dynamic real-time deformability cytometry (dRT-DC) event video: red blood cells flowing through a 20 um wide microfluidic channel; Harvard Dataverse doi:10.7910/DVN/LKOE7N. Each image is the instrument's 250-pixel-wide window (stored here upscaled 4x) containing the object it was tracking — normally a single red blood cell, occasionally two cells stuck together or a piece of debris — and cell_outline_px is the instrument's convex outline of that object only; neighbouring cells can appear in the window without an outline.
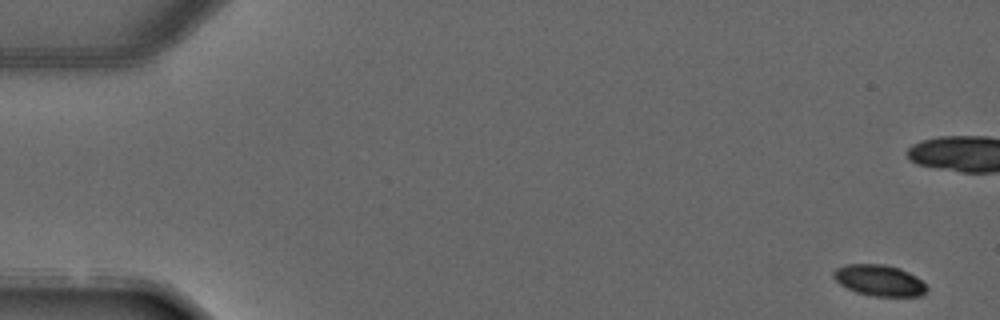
{"species": "common noctule bat (a hibernating species)", "species_latin": "Nyctalus noctula", "temperature_condition": "warm", "stored_images_in_passage": 6, "camera_frame_rate_fps": 3000, "um_per_image_px": 0.085, "animal": {"sex": "male", "forearm_length_mm": 52.5}, "frame": {"image": 1, "passage_image": 1, "time_ms": 0.0, "image_size_px": [1000, 320], "cell_outline_px": [[928, 288], [920, 296], [872, 296], [856, 292], [840, 284], [832, 276], [832, 272], [836, 268], [848, 264], [884, 264], [900, 268], [916, 276]], "centroid_in_image_um": [74.72, 23.82], "position_along_channel_um": 10.3, "area_um2": 16.82}}